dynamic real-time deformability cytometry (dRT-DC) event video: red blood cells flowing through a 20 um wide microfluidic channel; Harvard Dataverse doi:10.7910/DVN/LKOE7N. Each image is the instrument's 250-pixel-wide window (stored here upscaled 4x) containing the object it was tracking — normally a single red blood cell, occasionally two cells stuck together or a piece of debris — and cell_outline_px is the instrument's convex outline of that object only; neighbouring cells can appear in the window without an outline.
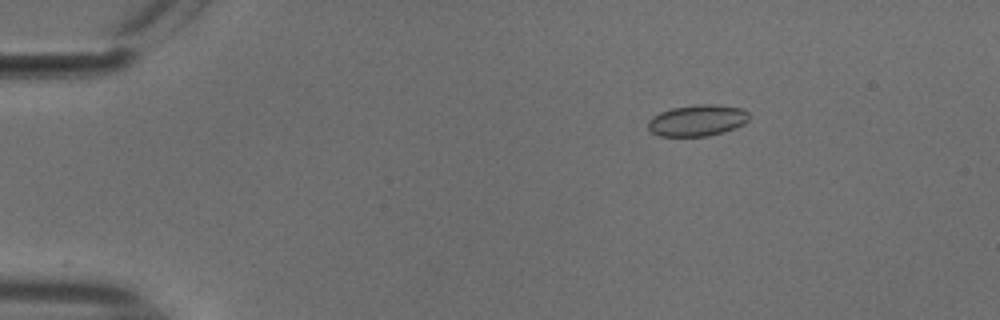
{"species": "common noctule bat (a hibernating species)", "species_latin": "Nyctalus noctula", "temperature_condition": "cold", "stored_images_in_passage": 46, "camera_frame_rate_fps": 3000, "um_per_image_px": 0.085, "animal": {"sex": "male", "body_mass_g": 18.8}, "frame": {"image": 1, "passage_image": 1, "time_ms": 0.0, "image_size_px": [1000, 320], "cell_outline_px": [[748, 120], [744, 124], [736, 128], [724, 132], [708, 136], [660, 136], [652, 132], [648, 128], [648, 120], [652, 116], [660, 112], [672, 108], [696, 104], [720, 104], [744, 108], [748, 112]], "centroid_in_image_um": [59.3, 10.22], "position_along_channel_um": 25.7, "area_um2": 18.73}}
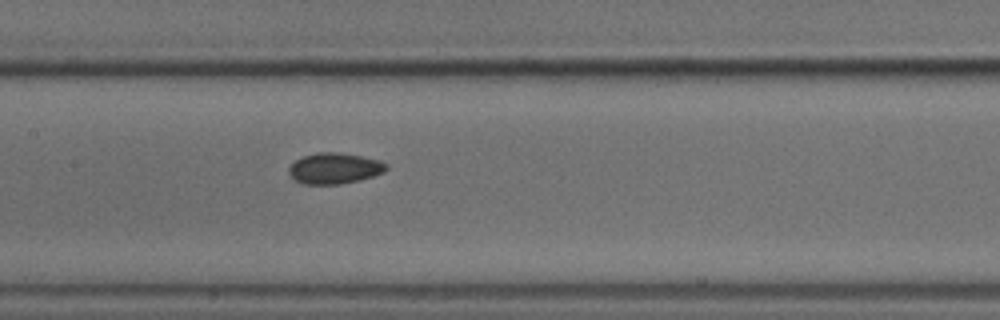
{"frame": {"image": 2, "passage_image": 19, "time_ms": 6.0, "image_size_px": [1000, 320], "cell_outline_px": [[388, 168], [384, 172], [360, 180], [340, 184], [304, 184], [296, 180], [288, 172], [288, 168], [296, 160], [304, 156], [316, 152], [340, 152], [380, 160], [388, 164]], "centroid_in_image_um": [28.45, 14.3], "position_along_channel_um": 178.9, "area_um2": 17.51}}
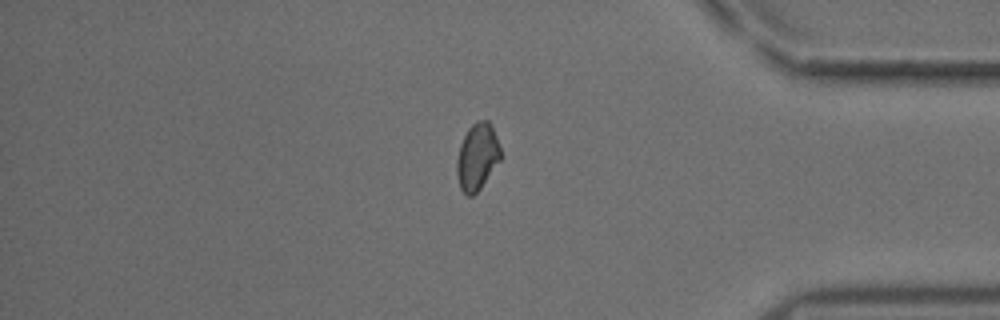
{"frame": {"image": 3, "passage_image": 38, "time_ms": 12.333, "image_size_px": [1000, 320], "cell_outline_px": [[500, 160], [480, 188], [472, 196], [468, 196], [460, 188], [456, 172], [456, 160], [460, 144], [468, 128], [476, 120], [488, 120], [492, 124], [500, 148]], "centroid_in_image_um": [40.55, 13.29], "position_along_channel_um": 394.7, "area_um2": 16.99}, "authors_computed_cell_mechanics": {"area_um2": 16.9932, "velocity_mm_per_s": 3.764, "shape_relaxation_time_tau1_ms": 3.1291, "shape_relaxation_time_tau2_ms": 6.4364, "deformation_change_tau1": 0.0492, "deformation_change_tau2": 0.1003}}